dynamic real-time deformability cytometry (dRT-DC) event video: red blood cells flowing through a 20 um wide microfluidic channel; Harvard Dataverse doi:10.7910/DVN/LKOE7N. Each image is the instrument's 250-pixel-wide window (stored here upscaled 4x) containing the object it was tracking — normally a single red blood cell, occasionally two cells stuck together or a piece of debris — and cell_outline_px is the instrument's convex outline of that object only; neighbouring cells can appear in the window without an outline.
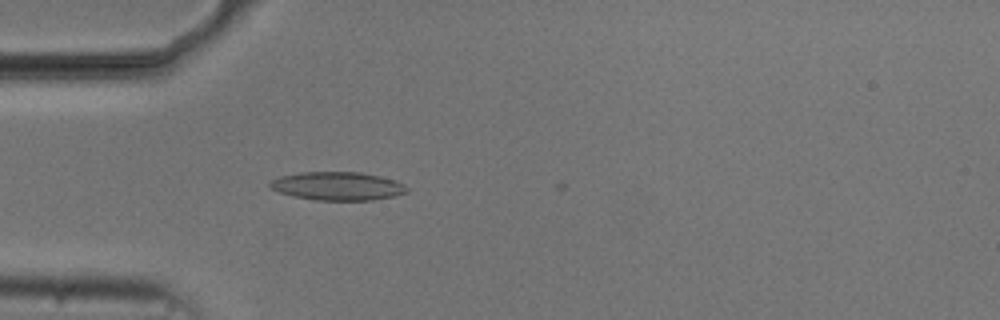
{"species": "common noctule bat (a hibernating species)", "species_latin": "Nyctalus noctula", "temperature_condition": "cold", "stored_images_in_passage": 9, "camera_frame_rate_fps": 3000, "um_per_image_px": 0.085, "animal": {"sex": "male", "body_mass_g": 20.5, "forearm_length_mm": 52.5}, "frame": {"image": 1, "passage_image": 7, "time_ms": 2.0, "image_size_px": [1000, 320], "cell_outline_px": [[408, 192], [392, 196], [372, 200], [316, 200], [296, 196], [280, 192], [272, 188], [268, 184], [272, 180], [280, 176], [300, 172], [360, 172], [380, 176], [396, 180], [404, 184], [408, 188]], "centroid_in_image_um": [28.73, 15.81], "position_along_channel_um": 56.3, "area_um2": 22.48}}